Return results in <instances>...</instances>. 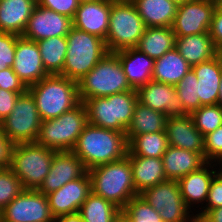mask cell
Listing matches in <instances>:
<instances>
[{
  "instance_id": "6da1fadb",
  "label": "cell",
  "mask_w": 222,
  "mask_h": 222,
  "mask_svg": "<svg viewBox=\"0 0 222 222\" xmlns=\"http://www.w3.org/2000/svg\"><path fill=\"white\" fill-rule=\"evenodd\" d=\"M88 170L122 160L128 153L126 134L87 124L71 150Z\"/></svg>"
},
{
  "instance_id": "7a4b0ae2",
  "label": "cell",
  "mask_w": 222,
  "mask_h": 222,
  "mask_svg": "<svg viewBox=\"0 0 222 222\" xmlns=\"http://www.w3.org/2000/svg\"><path fill=\"white\" fill-rule=\"evenodd\" d=\"M91 192L117 206L121 211L135 196H138L132 179L130 160L103 164L88 170Z\"/></svg>"
},
{
  "instance_id": "3957f363",
  "label": "cell",
  "mask_w": 222,
  "mask_h": 222,
  "mask_svg": "<svg viewBox=\"0 0 222 222\" xmlns=\"http://www.w3.org/2000/svg\"><path fill=\"white\" fill-rule=\"evenodd\" d=\"M42 121L60 117L79 103L78 83L59 74H51L28 87Z\"/></svg>"
},
{
  "instance_id": "277c9868",
  "label": "cell",
  "mask_w": 222,
  "mask_h": 222,
  "mask_svg": "<svg viewBox=\"0 0 222 222\" xmlns=\"http://www.w3.org/2000/svg\"><path fill=\"white\" fill-rule=\"evenodd\" d=\"M137 102L136 90H129L107 97L86 99L83 103L89 124L126 133Z\"/></svg>"
},
{
  "instance_id": "5b68a950",
  "label": "cell",
  "mask_w": 222,
  "mask_h": 222,
  "mask_svg": "<svg viewBox=\"0 0 222 222\" xmlns=\"http://www.w3.org/2000/svg\"><path fill=\"white\" fill-rule=\"evenodd\" d=\"M80 102L96 97L134 90L127 81L115 52L106 55L78 82Z\"/></svg>"
},
{
  "instance_id": "8992f818",
  "label": "cell",
  "mask_w": 222,
  "mask_h": 222,
  "mask_svg": "<svg viewBox=\"0 0 222 222\" xmlns=\"http://www.w3.org/2000/svg\"><path fill=\"white\" fill-rule=\"evenodd\" d=\"M67 51L59 74L73 81L81 80L108 52L105 40L72 27L66 36Z\"/></svg>"
},
{
  "instance_id": "52a82bcc",
  "label": "cell",
  "mask_w": 222,
  "mask_h": 222,
  "mask_svg": "<svg viewBox=\"0 0 222 222\" xmlns=\"http://www.w3.org/2000/svg\"><path fill=\"white\" fill-rule=\"evenodd\" d=\"M55 150L37 142L14 144L9 168L22 182L24 189L37 190L49 173Z\"/></svg>"
},
{
  "instance_id": "ba28073f",
  "label": "cell",
  "mask_w": 222,
  "mask_h": 222,
  "mask_svg": "<svg viewBox=\"0 0 222 222\" xmlns=\"http://www.w3.org/2000/svg\"><path fill=\"white\" fill-rule=\"evenodd\" d=\"M87 124V109L80 102L58 118L41 121L36 142L55 151L72 150Z\"/></svg>"
},
{
  "instance_id": "9c48e42d",
  "label": "cell",
  "mask_w": 222,
  "mask_h": 222,
  "mask_svg": "<svg viewBox=\"0 0 222 222\" xmlns=\"http://www.w3.org/2000/svg\"><path fill=\"white\" fill-rule=\"evenodd\" d=\"M145 28L132 1H111L109 30L105 40L108 52L136 48Z\"/></svg>"
},
{
  "instance_id": "30bf717a",
  "label": "cell",
  "mask_w": 222,
  "mask_h": 222,
  "mask_svg": "<svg viewBox=\"0 0 222 222\" xmlns=\"http://www.w3.org/2000/svg\"><path fill=\"white\" fill-rule=\"evenodd\" d=\"M41 121L35 100L27 90L19 95L11 114L0 123V131L13 145L36 142Z\"/></svg>"
},
{
  "instance_id": "8fae6325",
  "label": "cell",
  "mask_w": 222,
  "mask_h": 222,
  "mask_svg": "<svg viewBox=\"0 0 222 222\" xmlns=\"http://www.w3.org/2000/svg\"><path fill=\"white\" fill-rule=\"evenodd\" d=\"M139 195L159 212L163 222H197L182 198L177 180H165Z\"/></svg>"
},
{
  "instance_id": "7c38bea8",
  "label": "cell",
  "mask_w": 222,
  "mask_h": 222,
  "mask_svg": "<svg viewBox=\"0 0 222 222\" xmlns=\"http://www.w3.org/2000/svg\"><path fill=\"white\" fill-rule=\"evenodd\" d=\"M0 217L7 222H55L48 198L38 190L24 189L3 210Z\"/></svg>"
},
{
  "instance_id": "4fadbf2b",
  "label": "cell",
  "mask_w": 222,
  "mask_h": 222,
  "mask_svg": "<svg viewBox=\"0 0 222 222\" xmlns=\"http://www.w3.org/2000/svg\"><path fill=\"white\" fill-rule=\"evenodd\" d=\"M215 0H188L178 6L171 26L176 37L209 33Z\"/></svg>"
},
{
  "instance_id": "5bb4252c",
  "label": "cell",
  "mask_w": 222,
  "mask_h": 222,
  "mask_svg": "<svg viewBox=\"0 0 222 222\" xmlns=\"http://www.w3.org/2000/svg\"><path fill=\"white\" fill-rule=\"evenodd\" d=\"M72 27V18L42 7L37 3L28 19L22 37L37 42L54 36H67Z\"/></svg>"
},
{
  "instance_id": "9a60e30c",
  "label": "cell",
  "mask_w": 222,
  "mask_h": 222,
  "mask_svg": "<svg viewBox=\"0 0 222 222\" xmlns=\"http://www.w3.org/2000/svg\"><path fill=\"white\" fill-rule=\"evenodd\" d=\"M90 193L91 180L87 171L82 177L66 183L46 196L51 213L56 219L63 215L78 213Z\"/></svg>"
},
{
  "instance_id": "2e32d148",
  "label": "cell",
  "mask_w": 222,
  "mask_h": 222,
  "mask_svg": "<svg viewBox=\"0 0 222 222\" xmlns=\"http://www.w3.org/2000/svg\"><path fill=\"white\" fill-rule=\"evenodd\" d=\"M86 172L82 160L71 150L56 151L49 173L37 190L45 195L50 194L66 183L82 177Z\"/></svg>"
},
{
  "instance_id": "e0dca14e",
  "label": "cell",
  "mask_w": 222,
  "mask_h": 222,
  "mask_svg": "<svg viewBox=\"0 0 222 222\" xmlns=\"http://www.w3.org/2000/svg\"><path fill=\"white\" fill-rule=\"evenodd\" d=\"M138 101L167 117L185 116L183 103L178 99L174 85L163 82L150 81L137 90Z\"/></svg>"
},
{
  "instance_id": "ac0fdd59",
  "label": "cell",
  "mask_w": 222,
  "mask_h": 222,
  "mask_svg": "<svg viewBox=\"0 0 222 222\" xmlns=\"http://www.w3.org/2000/svg\"><path fill=\"white\" fill-rule=\"evenodd\" d=\"M12 68L27 88L50 75L43 65L37 42L22 36L16 41Z\"/></svg>"
},
{
  "instance_id": "d6986e66",
  "label": "cell",
  "mask_w": 222,
  "mask_h": 222,
  "mask_svg": "<svg viewBox=\"0 0 222 222\" xmlns=\"http://www.w3.org/2000/svg\"><path fill=\"white\" fill-rule=\"evenodd\" d=\"M110 12L111 0L79 2L72 19L73 27L106 40Z\"/></svg>"
},
{
  "instance_id": "ffe728a7",
  "label": "cell",
  "mask_w": 222,
  "mask_h": 222,
  "mask_svg": "<svg viewBox=\"0 0 222 222\" xmlns=\"http://www.w3.org/2000/svg\"><path fill=\"white\" fill-rule=\"evenodd\" d=\"M165 132L169 146L204 155V135L194 125L190 114L168 117Z\"/></svg>"
},
{
  "instance_id": "44dd1931",
  "label": "cell",
  "mask_w": 222,
  "mask_h": 222,
  "mask_svg": "<svg viewBox=\"0 0 222 222\" xmlns=\"http://www.w3.org/2000/svg\"><path fill=\"white\" fill-rule=\"evenodd\" d=\"M215 165L218 167L217 163L213 164L212 162H207L200 169L177 180L182 198L190 210L191 207H195L196 203H201L198 207L202 205L203 202L206 203L210 183L215 174L219 171L215 170Z\"/></svg>"
},
{
  "instance_id": "7402d4cb",
  "label": "cell",
  "mask_w": 222,
  "mask_h": 222,
  "mask_svg": "<svg viewBox=\"0 0 222 222\" xmlns=\"http://www.w3.org/2000/svg\"><path fill=\"white\" fill-rule=\"evenodd\" d=\"M191 69L197 77L200 107L216 105L222 75V59L220 55L218 54L208 61L192 66Z\"/></svg>"
},
{
  "instance_id": "603a6c76",
  "label": "cell",
  "mask_w": 222,
  "mask_h": 222,
  "mask_svg": "<svg viewBox=\"0 0 222 222\" xmlns=\"http://www.w3.org/2000/svg\"><path fill=\"white\" fill-rule=\"evenodd\" d=\"M115 53L132 89L137 90L152 81L154 59L140 52L137 48H128Z\"/></svg>"
},
{
  "instance_id": "cb8c5ba5",
  "label": "cell",
  "mask_w": 222,
  "mask_h": 222,
  "mask_svg": "<svg viewBox=\"0 0 222 222\" xmlns=\"http://www.w3.org/2000/svg\"><path fill=\"white\" fill-rule=\"evenodd\" d=\"M162 161L166 178L169 180H178L207 163L201 153L172 146H168Z\"/></svg>"
},
{
  "instance_id": "d4e9b609",
  "label": "cell",
  "mask_w": 222,
  "mask_h": 222,
  "mask_svg": "<svg viewBox=\"0 0 222 222\" xmlns=\"http://www.w3.org/2000/svg\"><path fill=\"white\" fill-rule=\"evenodd\" d=\"M36 5L35 0H0V32L22 36Z\"/></svg>"
},
{
  "instance_id": "484cf974",
  "label": "cell",
  "mask_w": 222,
  "mask_h": 222,
  "mask_svg": "<svg viewBox=\"0 0 222 222\" xmlns=\"http://www.w3.org/2000/svg\"><path fill=\"white\" fill-rule=\"evenodd\" d=\"M132 166V179L135 190L139 195L144 190L168 180L166 178L162 158L126 156Z\"/></svg>"
},
{
  "instance_id": "4316f807",
  "label": "cell",
  "mask_w": 222,
  "mask_h": 222,
  "mask_svg": "<svg viewBox=\"0 0 222 222\" xmlns=\"http://www.w3.org/2000/svg\"><path fill=\"white\" fill-rule=\"evenodd\" d=\"M175 48L191 67L218 55L209 33L176 37Z\"/></svg>"
},
{
  "instance_id": "83f0119b",
  "label": "cell",
  "mask_w": 222,
  "mask_h": 222,
  "mask_svg": "<svg viewBox=\"0 0 222 222\" xmlns=\"http://www.w3.org/2000/svg\"><path fill=\"white\" fill-rule=\"evenodd\" d=\"M145 27H171L178 6L170 0H132Z\"/></svg>"
},
{
  "instance_id": "f1b7e54d",
  "label": "cell",
  "mask_w": 222,
  "mask_h": 222,
  "mask_svg": "<svg viewBox=\"0 0 222 222\" xmlns=\"http://www.w3.org/2000/svg\"><path fill=\"white\" fill-rule=\"evenodd\" d=\"M191 69L176 48L155 60L152 80L176 85Z\"/></svg>"
},
{
  "instance_id": "f546056e",
  "label": "cell",
  "mask_w": 222,
  "mask_h": 222,
  "mask_svg": "<svg viewBox=\"0 0 222 222\" xmlns=\"http://www.w3.org/2000/svg\"><path fill=\"white\" fill-rule=\"evenodd\" d=\"M176 36L171 27H146L137 49L156 60L175 48Z\"/></svg>"
},
{
  "instance_id": "4dcf8cb0",
  "label": "cell",
  "mask_w": 222,
  "mask_h": 222,
  "mask_svg": "<svg viewBox=\"0 0 222 222\" xmlns=\"http://www.w3.org/2000/svg\"><path fill=\"white\" fill-rule=\"evenodd\" d=\"M167 118L164 113L153 110L138 101L132 121L125 133L127 141L129 142L134 136L143 133L165 131Z\"/></svg>"
},
{
  "instance_id": "1f68e13d",
  "label": "cell",
  "mask_w": 222,
  "mask_h": 222,
  "mask_svg": "<svg viewBox=\"0 0 222 222\" xmlns=\"http://www.w3.org/2000/svg\"><path fill=\"white\" fill-rule=\"evenodd\" d=\"M169 144L165 131L155 133H143L134 136L128 142L127 155L141 157L162 158Z\"/></svg>"
},
{
  "instance_id": "d6a6232c",
  "label": "cell",
  "mask_w": 222,
  "mask_h": 222,
  "mask_svg": "<svg viewBox=\"0 0 222 222\" xmlns=\"http://www.w3.org/2000/svg\"><path fill=\"white\" fill-rule=\"evenodd\" d=\"M45 70L51 74L63 71L67 51L66 36L51 37L37 41Z\"/></svg>"
},
{
  "instance_id": "836d02e7",
  "label": "cell",
  "mask_w": 222,
  "mask_h": 222,
  "mask_svg": "<svg viewBox=\"0 0 222 222\" xmlns=\"http://www.w3.org/2000/svg\"><path fill=\"white\" fill-rule=\"evenodd\" d=\"M120 209L101 196L90 193L79 209L83 222H113Z\"/></svg>"
},
{
  "instance_id": "e575fe53",
  "label": "cell",
  "mask_w": 222,
  "mask_h": 222,
  "mask_svg": "<svg viewBox=\"0 0 222 222\" xmlns=\"http://www.w3.org/2000/svg\"><path fill=\"white\" fill-rule=\"evenodd\" d=\"M197 77L192 69L175 85L178 99L183 103L186 114H191L200 108Z\"/></svg>"
},
{
  "instance_id": "d590c367",
  "label": "cell",
  "mask_w": 222,
  "mask_h": 222,
  "mask_svg": "<svg viewBox=\"0 0 222 222\" xmlns=\"http://www.w3.org/2000/svg\"><path fill=\"white\" fill-rule=\"evenodd\" d=\"M190 115L194 125L204 136L222 126V108L218 104L201 106Z\"/></svg>"
},
{
  "instance_id": "8d00e7d4",
  "label": "cell",
  "mask_w": 222,
  "mask_h": 222,
  "mask_svg": "<svg viewBox=\"0 0 222 222\" xmlns=\"http://www.w3.org/2000/svg\"><path fill=\"white\" fill-rule=\"evenodd\" d=\"M122 211L132 222H163L159 212L154 210L140 195L133 197Z\"/></svg>"
},
{
  "instance_id": "74e56055",
  "label": "cell",
  "mask_w": 222,
  "mask_h": 222,
  "mask_svg": "<svg viewBox=\"0 0 222 222\" xmlns=\"http://www.w3.org/2000/svg\"><path fill=\"white\" fill-rule=\"evenodd\" d=\"M23 190L22 182L9 167L0 168V211Z\"/></svg>"
},
{
  "instance_id": "f35d334b",
  "label": "cell",
  "mask_w": 222,
  "mask_h": 222,
  "mask_svg": "<svg viewBox=\"0 0 222 222\" xmlns=\"http://www.w3.org/2000/svg\"><path fill=\"white\" fill-rule=\"evenodd\" d=\"M206 206L201 207L200 206V211L198 209L196 216L197 222L210 210V209H215L218 207H222V173L218 171L215 176L213 177L210 187H209V192H208V197L206 200Z\"/></svg>"
},
{
  "instance_id": "ab89813d",
  "label": "cell",
  "mask_w": 222,
  "mask_h": 222,
  "mask_svg": "<svg viewBox=\"0 0 222 222\" xmlns=\"http://www.w3.org/2000/svg\"><path fill=\"white\" fill-rule=\"evenodd\" d=\"M204 158L217 164L222 160V126L204 136Z\"/></svg>"
},
{
  "instance_id": "60d3db41",
  "label": "cell",
  "mask_w": 222,
  "mask_h": 222,
  "mask_svg": "<svg viewBox=\"0 0 222 222\" xmlns=\"http://www.w3.org/2000/svg\"><path fill=\"white\" fill-rule=\"evenodd\" d=\"M19 37L17 34L0 32V70L13 66L16 41Z\"/></svg>"
},
{
  "instance_id": "b9f144b4",
  "label": "cell",
  "mask_w": 222,
  "mask_h": 222,
  "mask_svg": "<svg viewBox=\"0 0 222 222\" xmlns=\"http://www.w3.org/2000/svg\"><path fill=\"white\" fill-rule=\"evenodd\" d=\"M38 4L42 7L65 15L69 18L74 17L79 5L78 0H39Z\"/></svg>"
},
{
  "instance_id": "7bdbcfd3",
  "label": "cell",
  "mask_w": 222,
  "mask_h": 222,
  "mask_svg": "<svg viewBox=\"0 0 222 222\" xmlns=\"http://www.w3.org/2000/svg\"><path fill=\"white\" fill-rule=\"evenodd\" d=\"M0 88L17 93H25L28 90L12 67L0 70Z\"/></svg>"
},
{
  "instance_id": "ee69618b",
  "label": "cell",
  "mask_w": 222,
  "mask_h": 222,
  "mask_svg": "<svg viewBox=\"0 0 222 222\" xmlns=\"http://www.w3.org/2000/svg\"><path fill=\"white\" fill-rule=\"evenodd\" d=\"M209 34L219 50L222 47V4L217 3L213 13Z\"/></svg>"
},
{
  "instance_id": "f6af8a7d",
  "label": "cell",
  "mask_w": 222,
  "mask_h": 222,
  "mask_svg": "<svg viewBox=\"0 0 222 222\" xmlns=\"http://www.w3.org/2000/svg\"><path fill=\"white\" fill-rule=\"evenodd\" d=\"M20 94L0 88V123L11 114Z\"/></svg>"
},
{
  "instance_id": "bcb514c9",
  "label": "cell",
  "mask_w": 222,
  "mask_h": 222,
  "mask_svg": "<svg viewBox=\"0 0 222 222\" xmlns=\"http://www.w3.org/2000/svg\"><path fill=\"white\" fill-rule=\"evenodd\" d=\"M13 144L0 131V168L9 167Z\"/></svg>"
},
{
  "instance_id": "7dc6e473",
  "label": "cell",
  "mask_w": 222,
  "mask_h": 222,
  "mask_svg": "<svg viewBox=\"0 0 222 222\" xmlns=\"http://www.w3.org/2000/svg\"><path fill=\"white\" fill-rule=\"evenodd\" d=\"M198 222H222V207L210 209Z\"/></svg>"
},
{
  "instance_id": "c3c4849f",
  "label": "cell",
  "mask_w": 222,
  "mask_h": 222,
  "mask_svg": "<svg viewBox=\"0 0 222 222\" xmlns=\"http://www.w3.org/2000/svg\"><path fill=\"white\" fill-rule=\"evenodd\" d=\"M55 222H83V220L79 213H74L60 216L56 218Z\"/></svg>"
},
{
  "instance_id": "681fc988",
  "label": "cell",
  "mask_w": 222,
  "mask_h": 222,
  "mask_svg": "<svg viewBox=\"0 0 222 222\" xmlns=\"http://www.w3.org/2000/svg\"><path fill=\"white\" fill-rule=\"evenodd\" d=\"M113 222H132V221L123 211H120V213L113 219Z\"/></svg>"
},
{
  "instance_id": "f907efd6",
  "label": "cell",
  "mask_w": 222,
  "mask_h": 222,
  "mask_svg": "<svg viewBox=\"0 0 222 222\" xmlns=\"http://www.w3.org/2000/svg\"><path fill=\"white\" fill-rule=\"evenodd\" d=\"M217 104L222 108V75L220 79L219 96L217 99Z\"/></svg>"
},
{
  "instance_id": "816d5d0a",
  "label": "cell",
  "mask_w": 222,
  "mask_h": 222,
  "mask_svg": "<svg viewBox=\"0 0 222 222\" xmlns=\"http://www.w3.org/2000/svg\"><path fill=\"white\" fill-rule=\"evenodd\" d=\"M171 2L175 3L177 6L182 5L184 2H187L188 0H170Z\"/></svg>"
},
{
  "instance_id": "f5cc1de1",
  "label": "cell",
  "mask_w": 222,
  "mask_h": 222,
  "mask_svg": "<svg viewBox=\"0 0 222 222\" xmlns=\"http://www.w3.org/2000/svg\"><path fill=\"white\" fill-rule=\"evenodd\" d=\"M220 162H221V163H220ZM220 162L218 163V165H220L221 167L219 166L218 169H219V171L222 173V160H221Z\"/></svg>"
},
{
  "instance_id": "db71d44e",
  "label": "cell",
  "mask_w": 222,
  "mask_h": 222,
  "mask_svg": "<svg viewBox=\"0 0 222 222\" xmlns=\"http://www.w3.org/2000/svg\"><path fill=\"white\" fill-rule=\"evenodd\" d=\"M79 2H92V1H97V0H78Z\"/></svg>"
},
{
  "instance_id": "11a10c76",
  "label": "cell",
  "mask_w": 222,
  "mask_h": 222,
  "mask_svg": "<svg viewBox=\"0 0 222 222\" xmlns=\"http://www.w3.org/2000/svg\"><path fill=\"white\" fill-rule=\"evenodd\" d=\"M218 54L220 55V57L222 59V47L218 50Z\"/></svg>"
},
{
  "instance_id": "9f6ffc18",
  "label": "cell",
  "mask_w": 222,
  "mask_h": 222,
  "mask_svg": "<svg viewBox=\"0 0 222 222\" xmlns=\"http://www.w3.org/2000/svg\"><path fill=\"white\" fill-rule=\"evenodd\" d=\"M111 1H132V0H111Z\"/></svg>"
},
{
  "instance_id": "6f0895ef",
  "label": "cell",
  "mask_w": 222,
  "mask_h": 222,
  "mask_svg": "<svg viewBox=\"0 0 222 222\" xmlns=\"http://www.w3.org/2000/svg\"><path fill=\"white\" fill-rule=\"evenodd\" d=\"M0 222H7V221L3 220V219L0 217Z\"/></svg>"
},
{
  "instance_id": "680465c9",
  "label": "cell",
  "mask_w": 222,
  "mask_h": 222,
  "mask_svg": "<svg viewBox=\"0 0 222 222\" xmlns=\"http://www.w3.org/2000/svg\"><path fill=\"white\" fill-rule=\"evenodd\" d=\"M217 3H220V4H222V0H218V1H217Z\"/></svg>"
}]
</instances>
